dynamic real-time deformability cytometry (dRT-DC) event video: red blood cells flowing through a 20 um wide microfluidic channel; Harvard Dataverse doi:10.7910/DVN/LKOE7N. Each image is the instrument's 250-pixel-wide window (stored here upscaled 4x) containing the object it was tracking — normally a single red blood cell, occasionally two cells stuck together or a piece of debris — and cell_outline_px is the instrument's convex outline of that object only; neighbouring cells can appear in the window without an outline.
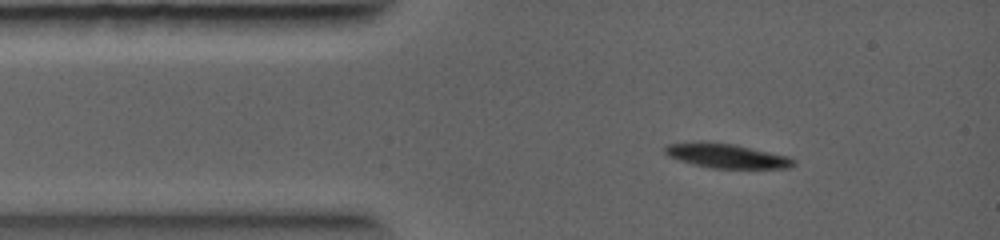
{"species": "common noctule bat (a hibernating species)", "species_latin": "Nyctalus noctula", "temperature_condition": "warm", "stored_images_in_passage": 10, "camera_frame_rate_fps": 5000, "um_per_image_px": 0.085, "animal": {"sex": "female", "body_mass_g": 19.0, "forearm_length_mm": 56.7}, "frame": {"image": 1, "passage_image": 1, "time_ms": 0.0, "image_size_px": [1000, 240], "cell_outline_px": [[796, 164], [788, 168], [712, 168], [692, 164], [668, 156], [664, 152], [664, 148], [668, 144], [700, 140], [704, 140], [736, 144], [788, 156], [796, 160]], "centroid_in_image_um": [61.74, 13.22], "position_along_channel_um": 23.3, "area_um2": 18.61}}
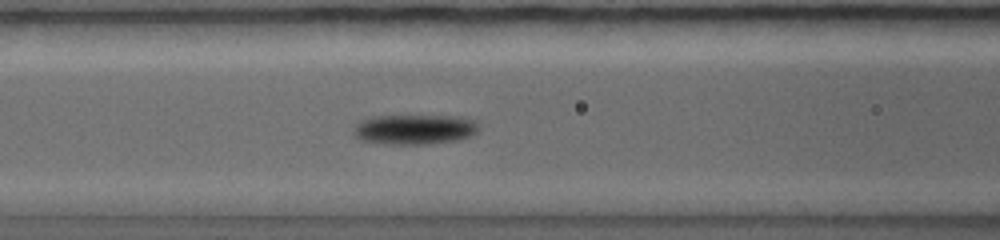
{"frame": {"image": 2, "passage_image": 5, "time_ms": 2.4, "image_size_px": [1000, 240], "cell_outline_px": [[476, 132], [472, 136], [460, 140], [424, 144], [388, 144], [360, 140], [352, 136], [352, 132], [356, 120], [372, 116], [456, 116], [476, 120]], "centroid_in_image_um": [35.15, 10.99], "position_along_channel_um": 131.5, "area_um2": 22.2}}
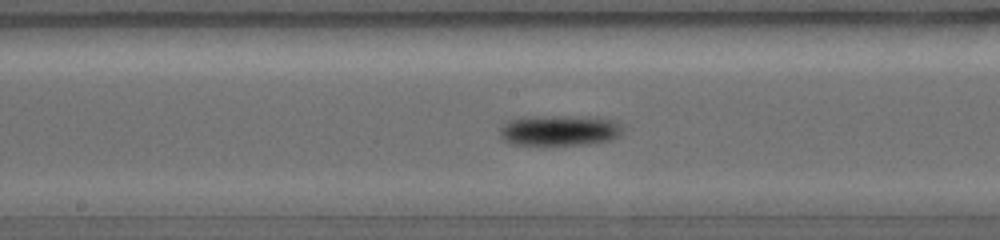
{"frame": {"image": 3, "passage_image": 9, "time_ms": 3.6, "image_size_px": [1000, 240], "cell_outline_px": [[624, 128], [620, 136], [612, 140], [588, 144], [512, 144], [504, 140], [500, 136], [500, 128], [508, 120], [520, 116], [600, 116], [620, 120]], "centroid_in_image_um": [47.66, 11.04], "position_along_channel_um": 200.5, "area_um2": 22.6}}